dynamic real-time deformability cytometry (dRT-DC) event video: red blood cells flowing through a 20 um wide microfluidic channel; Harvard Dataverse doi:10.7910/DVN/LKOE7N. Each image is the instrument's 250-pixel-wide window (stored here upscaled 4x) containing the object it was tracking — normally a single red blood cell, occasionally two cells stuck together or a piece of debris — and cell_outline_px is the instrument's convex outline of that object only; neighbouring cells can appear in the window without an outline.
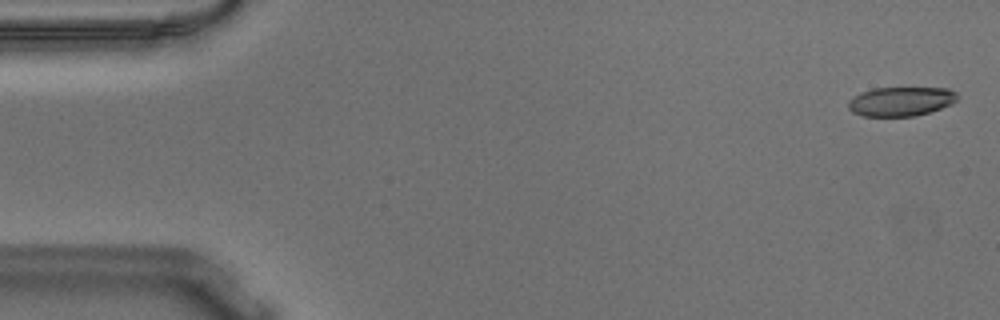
{"species": "Egyptian fruit bat (a non-hibernating species)", "species_latin": "Rousettus aegyptiacus", "temperature_condition": "warm", "stored_images_in_passage": 55, "camera_frame_rate_fps": 3000, "um_per_image_px": 0.085, "animal": {"sex": "male"}, "frame": {"image": 1, "passage_image": 2, "time_ms": 0.333, "image_size_px": [1000, 320], "cell_outline_px": [[956, 100], [952, 104], [916, 116], [864, 116], [852, 112], [848, 108], [848, 100], [860, 92], [872, 88], [948, 88], [956, 92]], "centroid_in_image_um": [76.54, 8.61], "position_along_channel_um": 8.5, "area_um2": 18.55}}
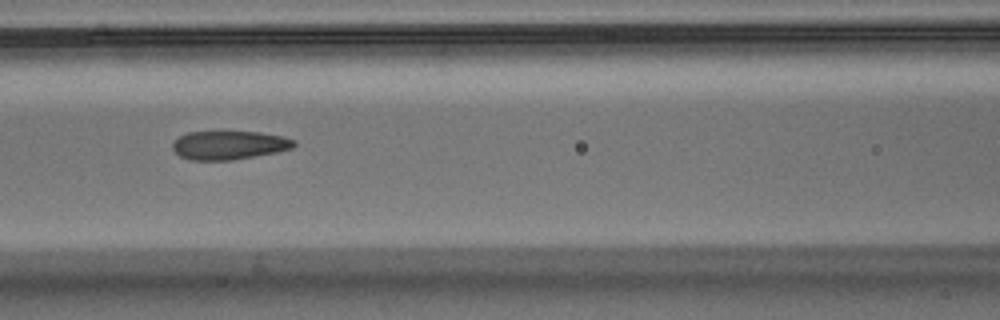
{"frame": {"image": 2, "passage_image": 24, "time_ms": 7.667, "image_size_px": [1000, 320], "cell_outline_px": [[296, 144], [292, 148], [276, 152], [232, 160], [188, 160], [180, 156], [172, 148], [172, 144], [180, 136], [188, 132], [260, 132], [284, 136], [296, 140]], "centroid_in_image_um": [19.49, 12.34], "position_along_channel_um": 147.1, "area_um2": 20.23}}
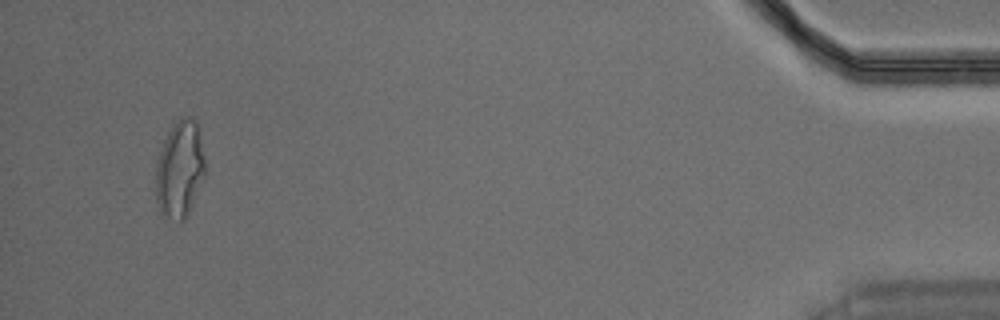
{"frame": {"image": 3, "passage_image": 53, "time_ms": 17.333, "image_size_px": [1000, 320], "cell_outline_px": [[204, 176], [188, 212], [184, 220], [180, 220], [168, 216], [160, 212], [156, 196], [156, 160], [164, 140], [168, 132], [180, 120], [188, 116], [196, 120], [200, 128], [204, 156]], "centroid_in_image_um": [15.28, 14.34], "position_along_channel_um": 419.9, "area_um2": 27.34}, "authors_computed_cell_mechanics": {"area_um2": 21.1548, "velocity_mm_per_s": 3.6413, "shape_relaxation_time_tau1_ms": null, "shape_relaxation_time_tau2_ms": 1.5672, "deformation_change_tau1": null, "deformation_change_tau2": 0.0939}}